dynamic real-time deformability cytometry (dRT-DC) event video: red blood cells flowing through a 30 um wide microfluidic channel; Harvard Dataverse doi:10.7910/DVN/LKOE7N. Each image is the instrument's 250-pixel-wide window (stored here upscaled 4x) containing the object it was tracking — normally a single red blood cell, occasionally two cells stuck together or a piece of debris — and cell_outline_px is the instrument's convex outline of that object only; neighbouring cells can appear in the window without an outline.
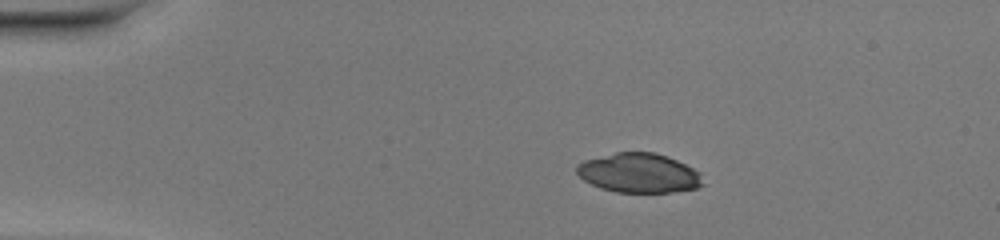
{"species": "common noctule bat (a hibernating species)", "species_latin": "Nyctalus noctula", "temperature_condition": "warm", "stored_images_in_passage": 41, "camera_frame_rate_fps": 3000, "um_per_image_px": 0.085, "animal": {"sex": "female", "body_mass_g": 20.0, "forearm_length_mm": 54.0}, "frame": {"image": 1, "passage_image": 1, "time_ms": 0.0, "image_size_px": [1000, 240], "cell_outline_px": [[704, 184], [696, 188], [672, 192], [616, 192], [600, 188], [584, 180], [576, 172], [576, 164], [584, 160], [616, 152], [652, 152], [676, 160], [700, 172]], "centroid_in_image_um": [54.29, 14.71], "position_along_channel_um": 30.7, "area_um2": 28.84}}